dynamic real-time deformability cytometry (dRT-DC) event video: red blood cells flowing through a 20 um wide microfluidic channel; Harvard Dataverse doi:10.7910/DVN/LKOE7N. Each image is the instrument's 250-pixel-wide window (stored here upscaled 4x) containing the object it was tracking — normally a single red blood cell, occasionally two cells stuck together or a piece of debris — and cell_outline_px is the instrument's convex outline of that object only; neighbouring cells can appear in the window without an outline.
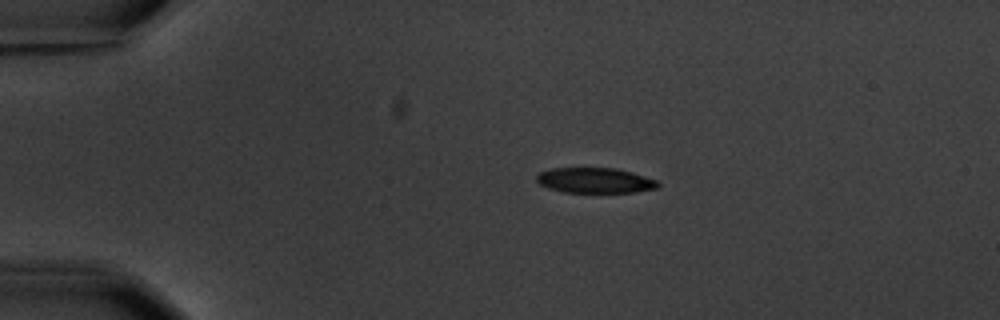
{"species": "common noctule bat (a hibernating species)", "species_latin": "Nyctalus noctula", "temperature_condition": "warm", "stored_images_in_passage": 5, "segment_of_instrument_passage": [1, 2], "camera_frame_rate_fps": 3000, "um_per_image_px": 0.085, "animal": {"sex": "male", "body_mass_g": 20.1, "forearm_length_mm": 53.5}, "frame": {"image": 1, "passage_image": 3, "time_ms": 2.333, "image_size_px": [1000, 320], "cell_outline_px": [[660, 184], [656, 188], [632, 192], [564, 192], [548, 188], [540, 184], [536, 180], [536, 176], [540, 172], [552, 168], [616, 168], [632, 172], [656, 180]], "centroid_in_image_um": [50.55, 15.33], "position_along_channel_um": 34.5, "area_um2": 17.74}}